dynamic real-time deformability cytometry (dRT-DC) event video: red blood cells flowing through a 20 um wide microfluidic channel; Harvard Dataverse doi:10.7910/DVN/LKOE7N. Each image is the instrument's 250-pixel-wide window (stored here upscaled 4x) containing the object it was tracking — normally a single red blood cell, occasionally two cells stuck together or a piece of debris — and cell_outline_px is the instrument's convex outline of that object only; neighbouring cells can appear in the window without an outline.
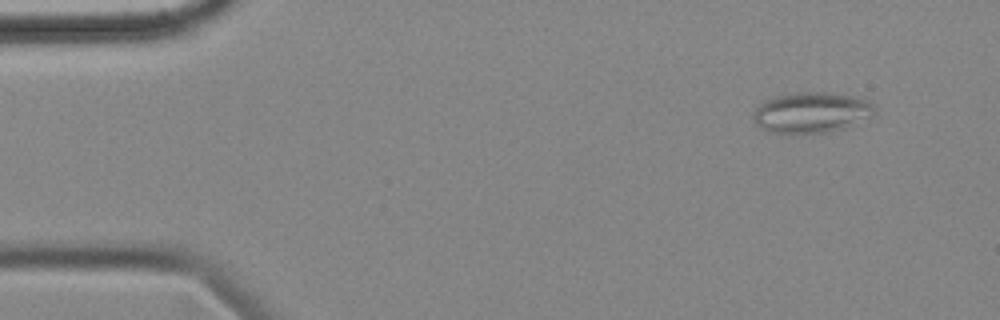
{"species": "common noctule bat (a hibernating species)", "species_latin": "Nyctalus noctula", "temperature_condition": "cold", "stored_images_in_passage": 52, "camera_frame_rate_fps": 3000, "um_per_image_px": 0.085, "animal": {"sex": "female", "body_mass_g": 18.4}, "frame": {"image": 1, "passage_image": 1, "time_ms": 0.0, "image_size_px": [1000, 320], "cell_outline_px": [[876, 112], [872, 116], [844, 128], [828, 132], [796, 136], [792, 136], [772, 132], [760, 128], [752, 120], [752, 116], [756, 108], [764, 100], [772, 96], [796, 92], [828, 92], [856, 96], [868, 100], [876, 108]], "centroid_in_image_um": [68.94, 9.58], "position_along_channel_um": 16.1, "area_um2": 29.71}}
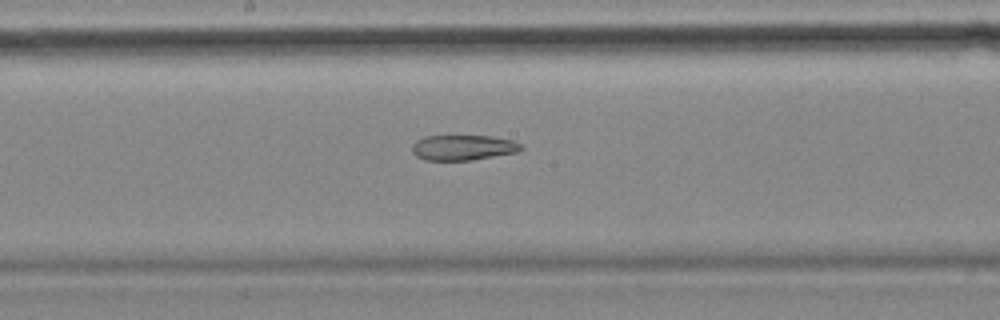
{"frame": {"image": 2, "passage_image": 25, "time_ms": 8.0, "image_size_px": [1000, 320], "cell_outline_px": [[524, 148], [516, 152], [472, 160], [424, 160], [416, 156], [412, 152], [412, 144], [416, 140], [424, 136], [488, 136], [512, 140], [520, 144]], "centroid_in_image_um": [39.32, 12.54], "position_along_channel_um": 208.9, "area_um2": 16.01}}
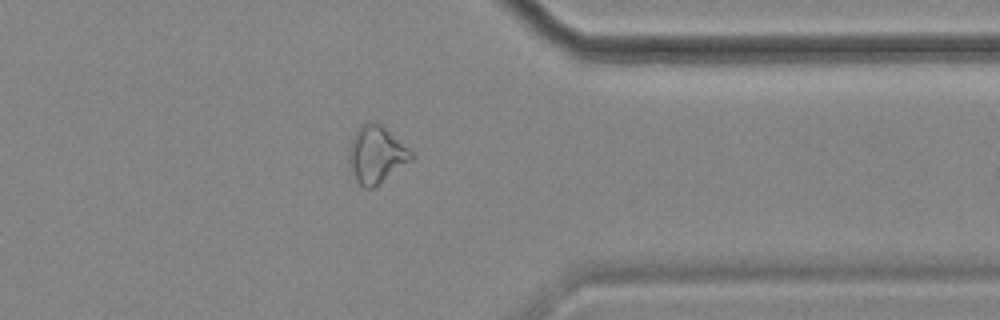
{"frame": {"image": 3, "passage_image": 40, "time_ms": 13.0, "image_size_px": [1000, 320], "cell_outline_px": [[412, 160], [380, 184], [372, 188], [364, 188], [356, 180], [348, 168], [348, 152], [352, 136], [368, 120], [376, 120], [408, 148], [412, 152]], "centroid_in_image_um": [31.95, 13.15], "position_along_channel_um": 379.4, "area_um2": 20.87}, "authors_computed_cell_mechanics": {"area_um2": 21.4727, "velocity_mm_per_s": 3.5869, "shape_relaxation_time_tau1_ms": null, "shape_relaxation_time_tau2_ms": 10.051, "deformation_change_tau1": null, "deformation_change_tau2": 0.2148}}